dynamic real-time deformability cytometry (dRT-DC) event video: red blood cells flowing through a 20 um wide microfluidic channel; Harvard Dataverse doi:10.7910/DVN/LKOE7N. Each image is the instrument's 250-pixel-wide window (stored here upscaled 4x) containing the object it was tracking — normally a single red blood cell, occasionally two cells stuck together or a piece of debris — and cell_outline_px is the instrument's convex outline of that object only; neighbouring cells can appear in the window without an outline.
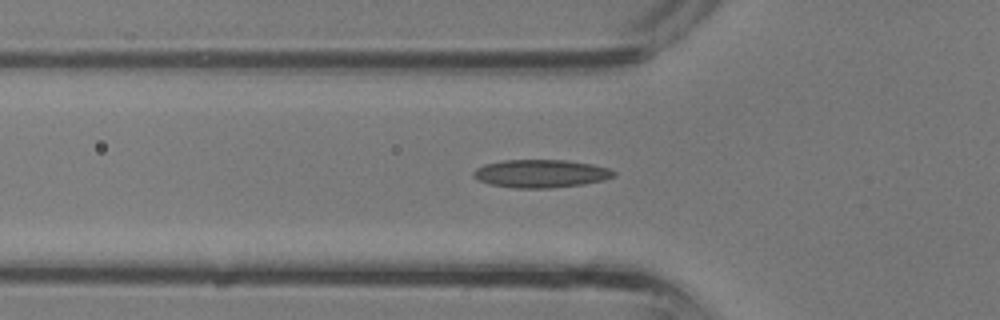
{"species": "common noctule bat (a hibernating species)", "species_latin": "Nyctalus noctula", "temperature_condition": "room temperature", "stored_images_in_passage": 32, "camera_frame_rate_fps": 3000, "um_per_image_px": 0.085, "animal": {"sex": "male", "body_mass_g": 13.3}, "frame": {"image": 1, "passage_image": 13, "time_ms": 4.0, "image_size_px": [1000, 320], "cell_outline_px": [[616, 176], [604, 180], [584, 184], [552, 188], [512, 188], [488, 184], [472, 176], [472, 172], [476, 168], [484, 164], [504, 160], [564, 160], [592, 164], [608, 168], [616, 172]], "centroid_in_image_um": [45.96, 14.76], "position_along_channel_um": 79.8, "area_um2": 23.06}}
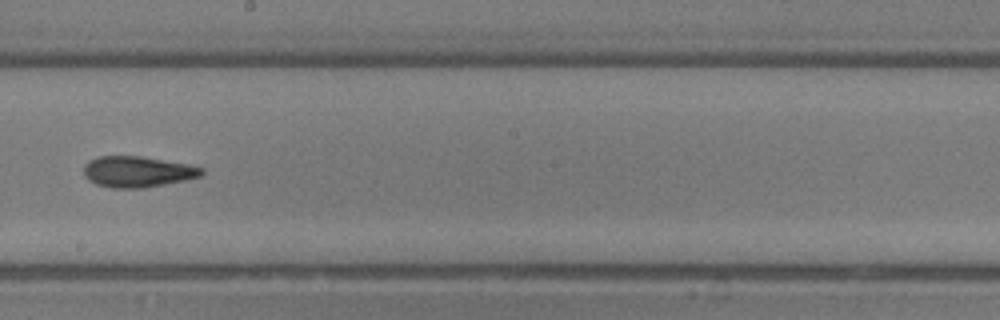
{"frame": {"image": 2, "passage_image": 21, "time_ms": 6.667, "image_size_px": [1000, 320], "cell_outline_px": [[204, 172], [200, 176], [184, 180], [164, 184], [140, 188], [112, 188], [96, 184], [88, 180], [84, 176], [84, 164], [88, 160], [96, 156], [140, 156], [188, 164], [204, 168]], "centroid_in_image_um": [11.64, 14.59], "position_along_channel_um": 236.6, "area_um2": 21.27}}
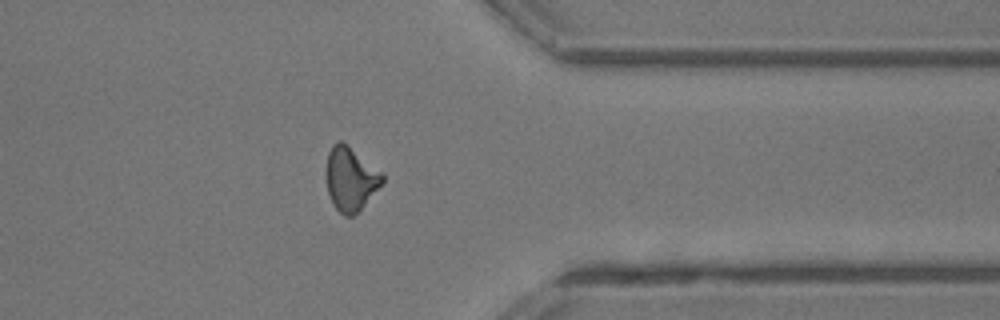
{"frame": {"image": 3, "passage_image": 29, "time_ms": 9.333, "image_size_px": [1000, 320], "cell_outline_px": [[384, 180], [364, 204], [352, 216], [344, 216], [332, 204], [328, 192], [328, 152], [332, 144], [340, 140], [348, 144], [384, 172]], "centroid_in_image_um": [29.83, 15.16], "position_along_channel_um": 381.6, "area_um2": 20.58}}